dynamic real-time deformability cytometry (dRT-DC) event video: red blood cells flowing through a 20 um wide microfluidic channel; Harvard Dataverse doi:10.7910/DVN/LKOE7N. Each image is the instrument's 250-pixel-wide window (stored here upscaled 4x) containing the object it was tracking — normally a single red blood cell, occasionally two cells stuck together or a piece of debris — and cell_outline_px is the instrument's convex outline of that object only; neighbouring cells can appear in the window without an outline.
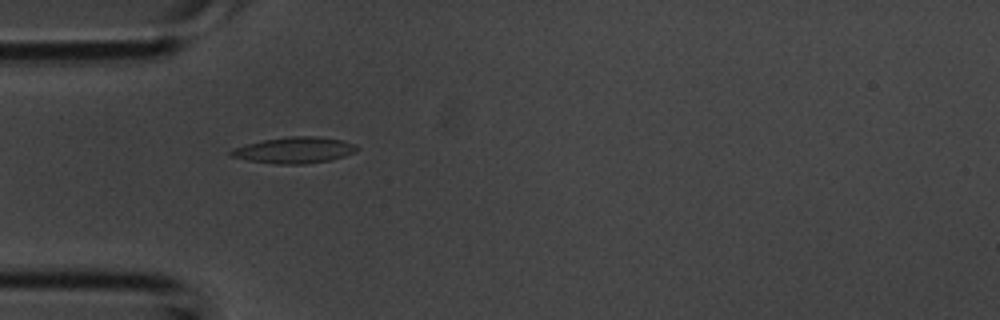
{"species": "common noctule bat (a hibernating species)", "species_latin": "Nyctalus noctula", "temperature_condition": "room temperature", "stored_images_in_passage": 3, "camera_frame_rate_fps": 3000, "um_per_image_px": 0.085, "animal": {"sex": "male", "body_mass_g": 20.1, "forearm_length_mm": 53.5}, "frame": {"image": 1, "passage_image": 3, "time_ms": 0.667, "image_size_px": [1000, 320], "cell_outline_px": [[360, 148], [356, 152], [332, 160], [304, 164], [272, 164], [248, 160], [228, 156], [228, 152], [232, 148], [264, 140], [288, 136], [316, 136], [344, 140], [356, 144]], "centroid_in_image_um": [25.04, 12.76], "position_along_channel_um": 60.0, "area_um2": 19.48}}